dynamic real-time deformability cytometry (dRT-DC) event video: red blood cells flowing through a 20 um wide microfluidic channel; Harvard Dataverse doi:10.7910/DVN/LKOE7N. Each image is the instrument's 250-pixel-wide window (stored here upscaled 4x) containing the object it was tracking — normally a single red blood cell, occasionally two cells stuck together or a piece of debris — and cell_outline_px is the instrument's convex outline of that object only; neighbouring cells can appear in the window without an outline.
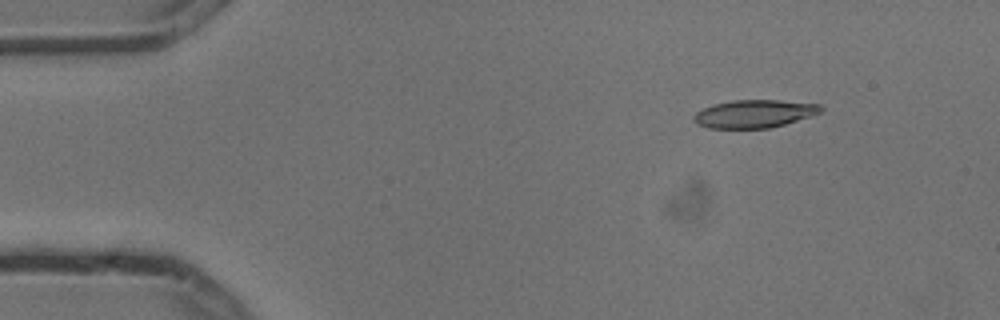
{"species": "common noctule bat (a hibernating species)", "species_latin": "Nyctalus noctula", "temperature_condition": "cold", "stored_images_in_passage": 7, "camera_frame_rate_fps": 3000, "um_per_image_px": 0.085, "animal": {"sex": "male", "body_mass_g": 13.3}, "frame": {"image": 1, "passage_image": 2, "time_ms": 0.333, "image_size_px": [1000, 320], "cell_outline_px": [[824, 108], [820, 112], [784, 124], [768, 128], [708, 128], [696, 124], [692, 120], [692, 116], [696, 112], [704, 108], [716, 104], [732, 100], [780, 100], [820, 104]], "centroid_in_image_um": [64.07, 9.67], "position_along_channel_um": 20.9, "area_um2": 20.52}}
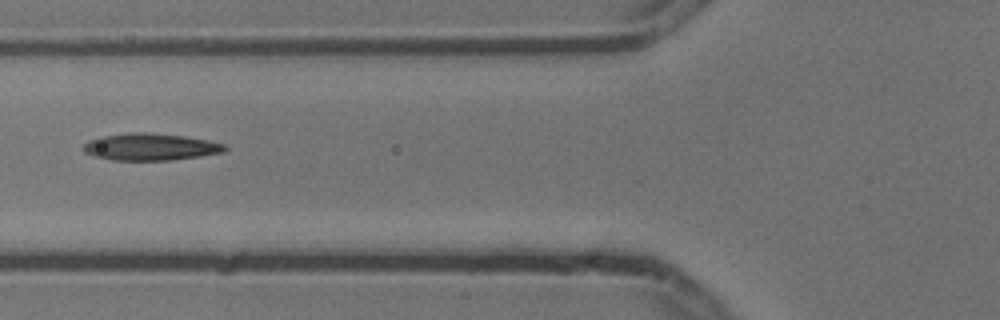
{"frame": {"image": 2, "passage_image": 6, "time_ms": 1.667, "image_size_px": [1000, 320], "cell_outline_px": [[228, 148], [224, 152], [200, 156], [172, 160], [112, 160], [96, 156], [84, 152], [84, 144], [88, 140], [100, 136], [128, 132], [148, 132], [184, 136], [208, 140], [224, 144]], "centroid_in_image_um": [12.79, 12.47], "position_along_channel_um": 113.0, "area_um2": 22.31}}
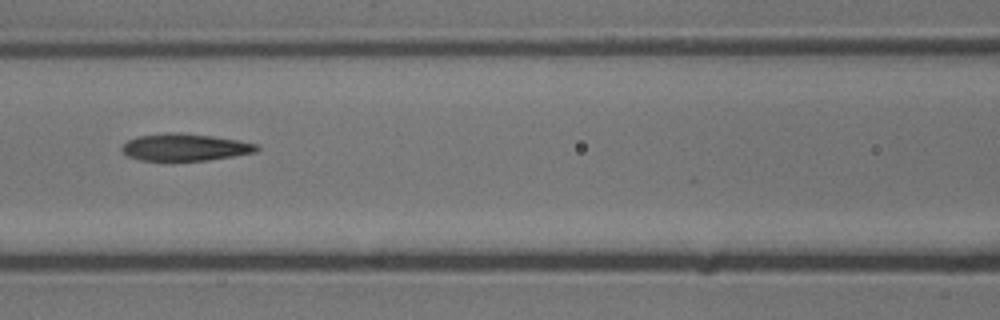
{"frame": {"image": 3, "passage_image": 7, "time_ms": 2.0, "image_size_px": [1000, 320], "cell_outline_px": [[260, 148], [256, 152], [208, 160], [172, 164], [164, 164], [140, 160], [128, 156], [120, 148], [128, 140], [136, 136], [168, 132], [180, 132], [212, 136], [240, 140], [256, 144]], "centroid_in_image_um": [15.66, 12.56], "position_along_channel_um": 150.9, "area_um2": 22.37}}